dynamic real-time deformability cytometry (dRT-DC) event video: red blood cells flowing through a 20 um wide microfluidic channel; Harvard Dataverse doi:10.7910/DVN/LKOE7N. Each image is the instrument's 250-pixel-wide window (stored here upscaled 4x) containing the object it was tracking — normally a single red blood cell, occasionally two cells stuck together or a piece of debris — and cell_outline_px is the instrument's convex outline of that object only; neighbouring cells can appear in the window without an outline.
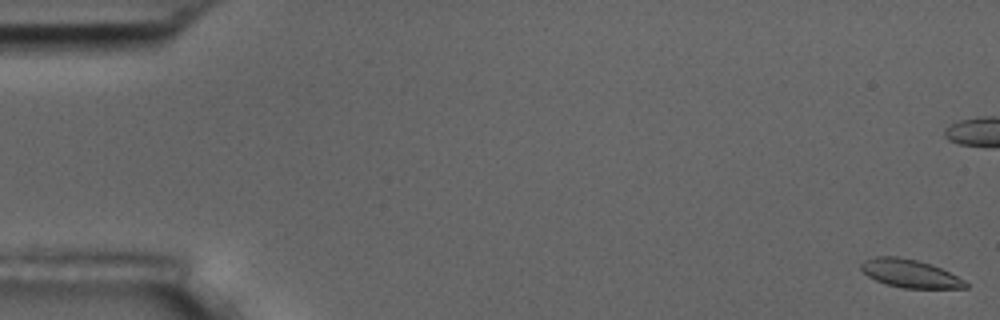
{"species": "common noctule bat (a hibernating species)", "species_latin": "Nyctalus noctula", "temperature_condition": "room temperature", "stored_images_in_passage": 16, "camera_frame_rate_fps": 3000, "um_per_image_px": 0.085, "animal": {"sex": "male", "body_mass_g": 17.5, "forearm_length_mm": 52.3}, "frame": {"image": 1, "passage_image": 1, "time_ms": 0.0, "image_size_px": [1000, 320], "cell_outline_px": [[968, 288], [904, 288], [884, 284], [868, 276], [860, 268], [860, 264], [864, 260], [876, 256], [896, 256], [916, 260], [940, 268], [964, 280], [968, 284]], "centroid_in_image_um": [77.31, 23.25], "position_along_channel_um": 7.7, "area_um2": 16.94}}
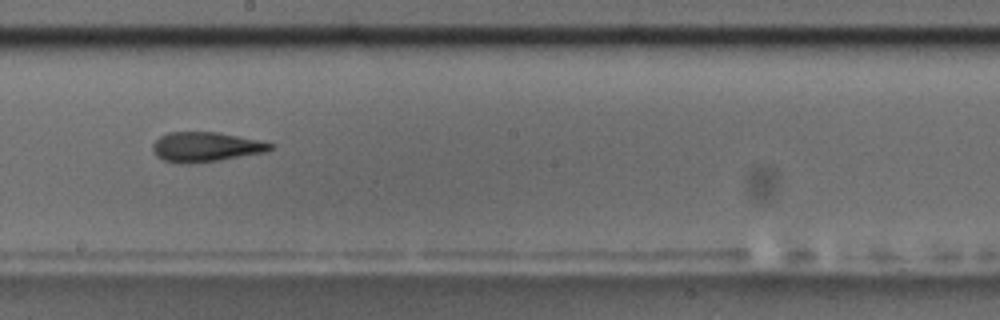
{"frame": {"image": 2, "passage_image": 10, "time_ms": 11.333, "image_size_px": [1000, 320], "cell_outline_px": [[272, 148], [264, 152], [220, 160], [192, 164], [180, 164], [164, 160], [156, 156], [152, 148], [152, 144], [160, 136], [168, 132], [216, 132], [256, 140], [272, 144]], "centroid_in_image_um": [17.4, 12.5], "position_along_channel_um": 230.8, "area_um2": 20.17}}